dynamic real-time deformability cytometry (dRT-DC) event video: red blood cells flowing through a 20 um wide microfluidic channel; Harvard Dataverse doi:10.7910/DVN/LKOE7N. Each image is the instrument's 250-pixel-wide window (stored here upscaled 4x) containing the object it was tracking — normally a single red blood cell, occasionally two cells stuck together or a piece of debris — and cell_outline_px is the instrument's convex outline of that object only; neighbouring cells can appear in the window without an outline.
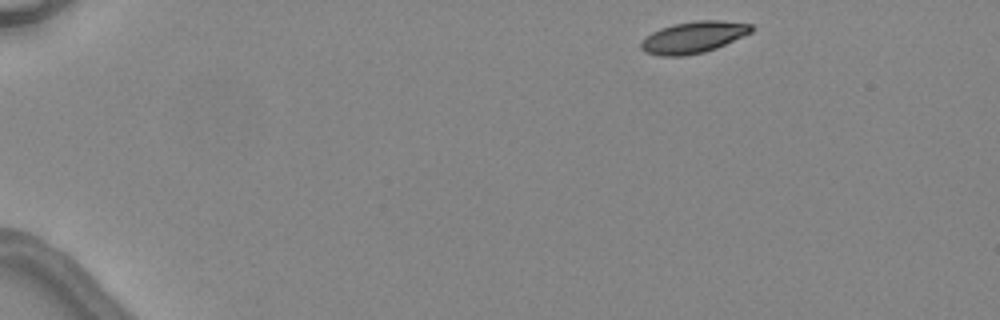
{"species": "common noctule bat (a hibernating species)", "species_latin": "Nyctalus noctula", "temperature_condition": "warm", "stored_images_in_passage": 4, "camera_frame_rate_fps": 3000, "um_per_image_px": 0.085, "animal": {"sex": "female", "body_mass_g": 24.6, "forearm_length_mm": 56.2}, "frame": {"image": 1, "passage_image": 1, "time_ms": 0.0, "image_size_px": [1000, 320], "cell_outline_px": [[752, 32], [716, 48], [704, 52], [684, 56], [660, 56], [644, 52], [640, 48], [640, 44], [644, 36], [660, 28], [672, 24], [696, 20], [720, 20], [752, 24]], "centroid_in_image_um": [58.89, 3.16], "position_along_channel_um": 26.1, "area_um2": 20.46}}
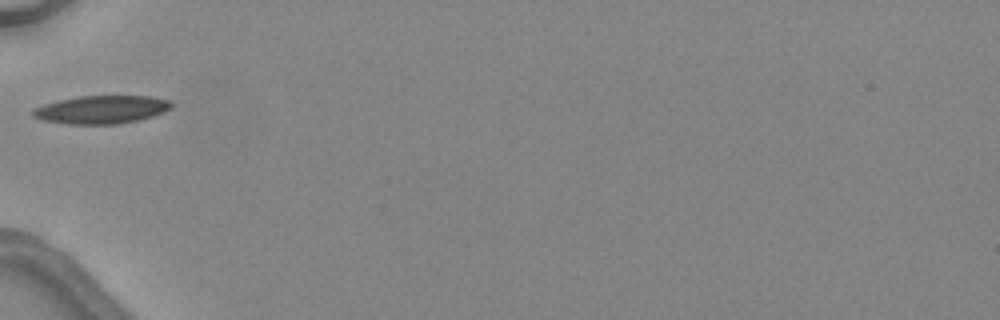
{"frame": {"image": 2, "passage_image": 4, "time_ms": 3.667, "image_size_px": [1000, 320], "cell_outline_px": [[172, 108], [164, 112], [152, 116], [120, 124], [68, 124], [44, 120], [32, 116], [32, 108], [44, 104], [60, 100], [80, 96], [152, 96], [172, 100]], "centroid_in_image_um": [8.65, 9.31], "position_along_channel_um": 76.3, "area_um2": 22.72}}